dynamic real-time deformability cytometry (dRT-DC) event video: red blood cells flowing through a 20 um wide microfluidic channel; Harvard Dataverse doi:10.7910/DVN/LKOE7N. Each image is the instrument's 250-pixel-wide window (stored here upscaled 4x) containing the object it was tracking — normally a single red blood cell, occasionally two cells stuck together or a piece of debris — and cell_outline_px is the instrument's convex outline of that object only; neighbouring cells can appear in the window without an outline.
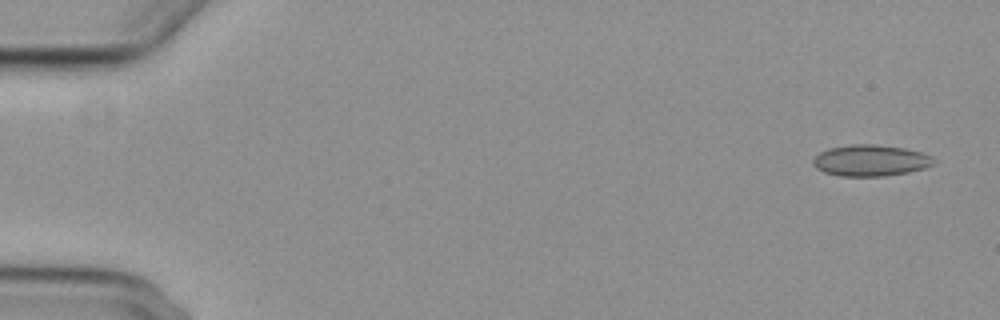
{"species": "common noctule bat (a hibernating species)", "species_latin": "Nyctalus noctula", "temperature_condition": "cold", "stored_images_in_passage": 4, "camera_frame_rate_fps": 3000, "um_per_image_px": 0.085, "animal": {"sex": "female", "body_mass_g": 29.2, "forearm_length_mm": 56.3}, "frame": {"image": 1, "passage_image": 1, "time_ms": 0.0, "image_size_px": [1000, 320], "cell_outline_px": [[936, 164], [924, 168], [908, 172], [884, 176], [840, 176], [824, 172], [816, 168], [812, 164], [812, 160], [820, 152], [828, 148], [852, 144], [876, 144], [904, 148], [920, 152], [932, 156], [936, 160]], "centroid_in_image_um": [74.0, 13.64], "position_along_channel_um": 11.0, "area_um2": 22.14}}
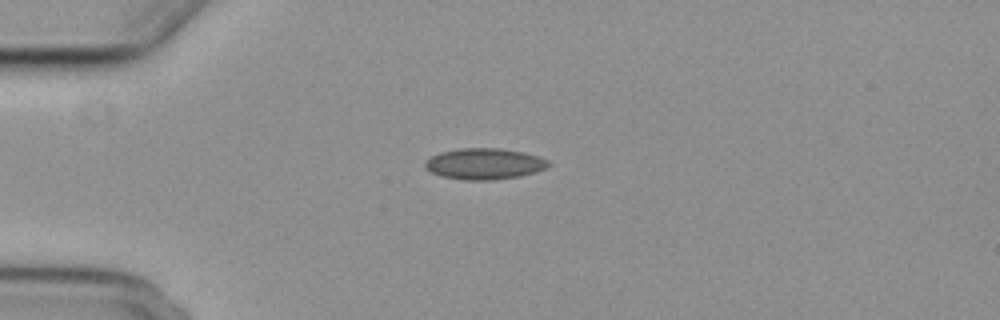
{"frame": {"image": 2, "passage_image": 4, "time_ms": 4.0, "image_size_px": [1000, 320], "cell_outline_px": [[552, 164], [536, 172], [520, 176], [492, 180], [464, 180], [440, 176], [424, 168], [424, 160], [440, 152], [460, 148], [500, 148], [524, 152], [540, 156], [548, 160]], "centroid_in_image_um": [41.17, 13.92], "position_along_channel_um": 43.8, "area_um2": 22.6}}